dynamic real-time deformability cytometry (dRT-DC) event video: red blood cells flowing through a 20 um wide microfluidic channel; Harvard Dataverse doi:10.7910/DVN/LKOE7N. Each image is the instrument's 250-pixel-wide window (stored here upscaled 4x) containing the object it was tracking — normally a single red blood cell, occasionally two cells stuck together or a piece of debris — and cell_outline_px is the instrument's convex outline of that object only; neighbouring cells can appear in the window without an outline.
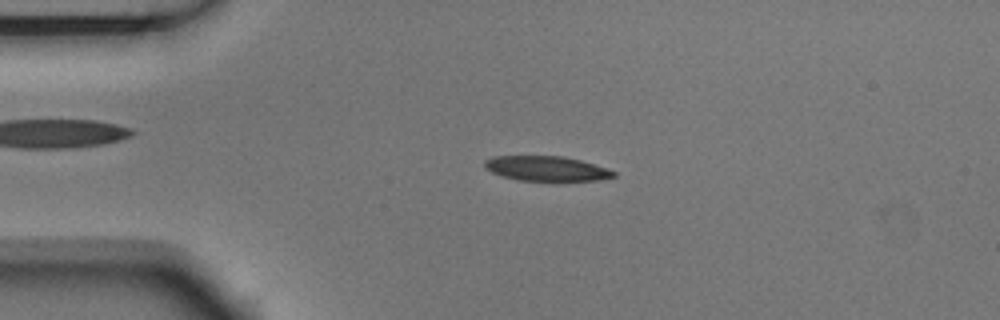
{"species": "Egyptian fruit bat (a non-hibernating species)", "species_latin": "Rousettus aegyptiacus", "temperature_condition": "room temperature", "stored_images_in_passage": 4, "camera_frame_rate_fps": 3000, "um_per_image_px": 0.085, "animal": {"sex": "male"}, "frame": {"image": 1, "passage_image": 2, "time_ms": 0.333, "image_size_px": [1000, 320], "cell_outline_px": [[616, 176], [596, 180], [520, 180], [504, 176], [492, 172], [484, 168], [484, 160], [492, 156], [564, 156], [580, 160], [616, 172]], "centroid_in_image_um": [46.39, 14.31], "position_along_channel_um": 38.6, "area_um2": 18.32}}
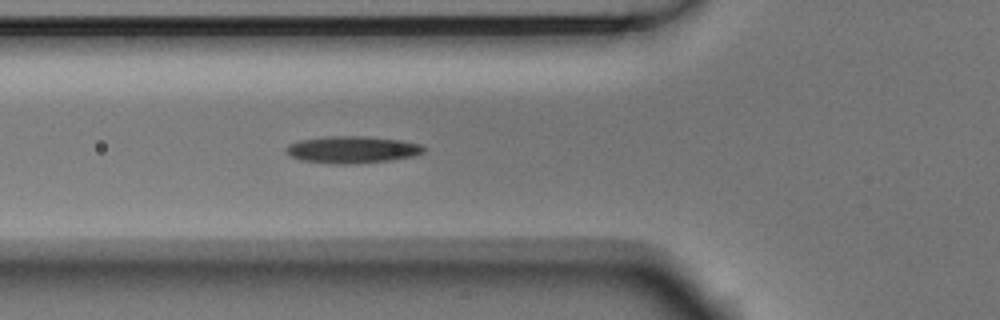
{"frame": {"image": 2, "passage_image": 4, "time_ms": 1.0, "image_size_px": [1000, 320], "cell_outline_px": [[424, 152], [416, 156], [392, 160], [356, 164], [332, 164], [300, 160], [288, 156], [284, 152], [284, 148], [288, 144], [300, 140], [328, 136], [360, 136], [400, 140], [420, 144], [424, 148]], "centroid_in_image_um": [29.89, 12.73], "position_along_channel_um": 95.9, "area_um2": 21.96}}